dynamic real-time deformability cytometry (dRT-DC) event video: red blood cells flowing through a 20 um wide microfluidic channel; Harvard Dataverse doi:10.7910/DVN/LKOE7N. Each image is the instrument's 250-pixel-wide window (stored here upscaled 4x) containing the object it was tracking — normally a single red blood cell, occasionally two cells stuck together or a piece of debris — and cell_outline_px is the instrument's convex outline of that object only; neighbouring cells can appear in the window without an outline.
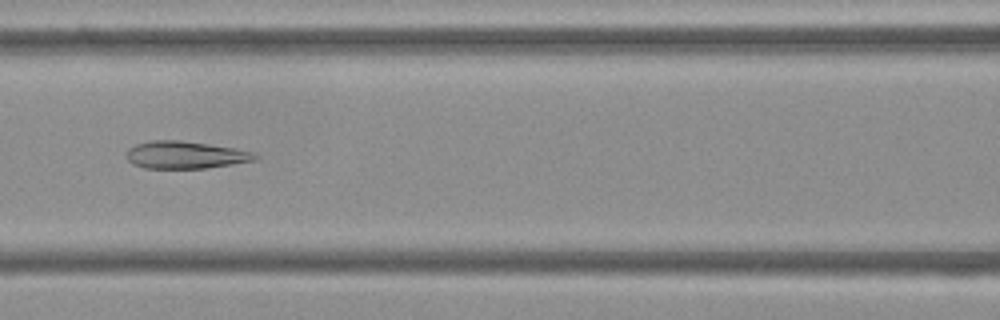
{"species": "Egyptian fruit bat (a non-hibernating species)", "species_latin": "Rousettus aegyptiacus", "temperature_condition": "cold", "stored_images_in_passage": 41, "camera_frame_rate_fps": 3000, "um_per_image_px": 0.085, "frame": {"image": 1, "passage_image": 11, "time_ms": 3.333, "image_size_px": [1000, 320], "cell_outline_px": [[260, 156], [256, 160], [232, 164], [204, 168], [144, 168], [132, 164], [128, 160], [128, 148], [136, 144], [148, 140], [180, 140], [208, 144], [232, 148], [252, 152]], "centroid_in_image_um": [15.73, 13.16], "position_along_channel_um": 150.9, "area_um2": 20.4}}
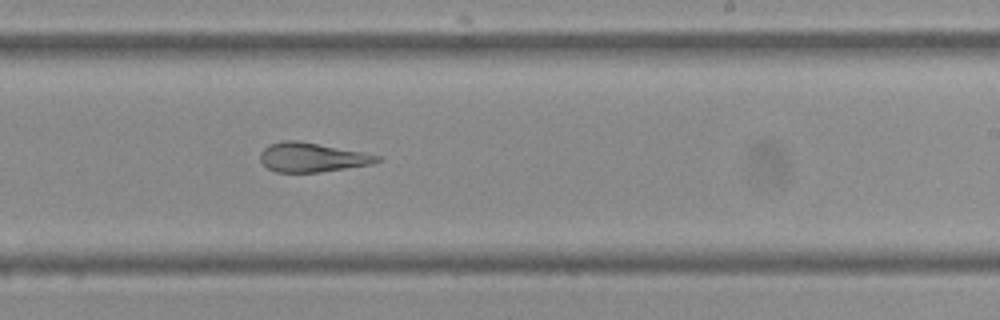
{"frame": {"image": 2, "passage_image": 20, "time_ms": 6.333, "image_size_px": [1000, 320], "cell_outline_px": [[380, 160], [372, 164], [316, 172], [276, 172], [268, 168], [260, 160], [260, 152], [268, 144], [284, 140], [296, 140], [360, 152], [380, 156]], "centroid_in_image_um": [26.45, 13.37], "position_along_channel_um": 262.5, "area_um2": 19.48}}
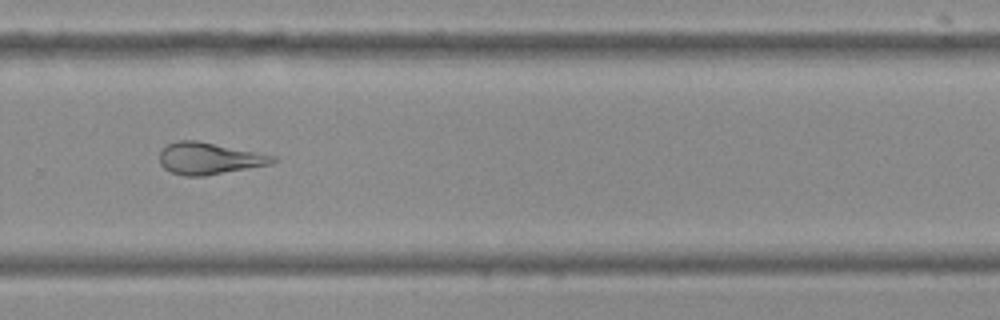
{"frame": {"image": 3, "passage_image": 24, "time_ms": 7.667, "image_size_px": [1000, 320], "cell_outline_px": [[276, 160], [272, 164], [204, 176], [184, 176], [172, 172], [164, 168], [160, 164], [160, 152], [168, 144], [176, 140], [196, 140], [276, 156]], "centroid_in_image_um": [17.76, 13.47], "position_along_channel_um": 312.0, "area_um2": 20.81}, "authors_computed_cell_mechanics": {"area_um2": 21.6172, "velocity_mm_per_s": 3.7319, "shape_relaxation_time_tau1_ms": null, "shape_relaxation_time_tau2_ms": 2.1678, "deformation_change_tau1": null, "deformation_change_tau2": 0.1002}}